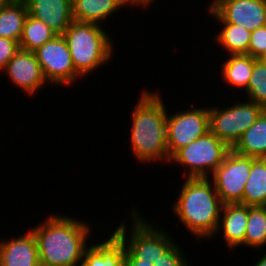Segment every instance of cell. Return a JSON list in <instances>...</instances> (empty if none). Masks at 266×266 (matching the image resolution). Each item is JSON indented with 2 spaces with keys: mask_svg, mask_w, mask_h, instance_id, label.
Wrapping results in <instances>:
<instances>
[{
  "mask_svg": "<svg viewBox=\"0 0 266 266\" xmlns=\"http://www.w3.org/2000/svg\"><path fill=\"white\" fill-rule=\"evenodd\" d=\"M90 229L73 217L50 215L34 227L41 266H82Z\"/></svg>",
  "mask_w": 266,
  "mask_h": 266,
  "instance_id": "1",
  "label": "cell"
},
{
  "mask_svg": "<svg viewBox=\"0 0 266 266\" xmlns=\"http://www.w3.org/2000/svg\"><path fill=\"white\" fill-rule=\"evenodd\" d=\"M132 114L131 145L138 160L170 162L167 148V111L159 93L143 90Z\"/></svg>",
  "mask_w": 266,
  "mask_h": 266,
  "instance_id": "2",
  "label": "cell"
},
{
  "mask_svg": "<svg viewBox=\"0 0 266 266\" xmlns=\"http://www.w3.org/2000/svg\"><path fill=\"white\" fill-rule=\"evenodd\" d=\"M207 178L187 177L173 210L179 220L196 238H210L219 233L223 203L214 184Z\"/></svg>",
  "mask_w": 266,
  "mask_h": 266,
  "instance_id": "3",
  "label": "cell"
},
{
  "mask_svg": "<svg viewBox=\"0 0 266 266\" xmlns=\"http://www.w3.org/2000/svg\"><path fill=\"white\" fill-rule=\"evenodd\" d=\"M62 35L80 76H87L111 58V39L98 24L73 21Z\"/></svg>",
  "mask_w": 266,
  "mask_h": 266,
  "instance_id": "4",
  "label": "cell"
},
{
  "mask_svg": "<svg viewBox=\"0 0 266 266\" xmlns=\"http://www.w3.org/2000/svg\"><path fill=\"white\" fill-rule=\"evenodd\" d=\"M134 211L133 224L129 242L126 243V226L119 225L113 232L122 246L124 259H140L141 261L156 262L175 242L168 237L169 234L154 228V225L139 216ZM128 244V245H127Z\"/></svg>",
  "mask_w": 266,
  "mask_h": 266,
  "instance_id": "5",
  "label": "cell"
},
{
  "mask_svg": "<svg viewBox=\"0 0 266 266\" xmlns=\"http://www.w3.org/2000/svg\"><path fill=\"white\" fill-rule=\"evenodd\" d=\"M229 150L230 148L209 130L195 141L179 149L170 158V163L177 162L189 167L187 177L207 178L208 174L212 175L222 164Z\"/></svg>",
  "mask_w": 266,
  "mask_h": 266,
  "instance_id": "6",
  "label": "cell"
},
{
  "mask_svg": "<svg viewBox=\"0 0 266 266\" xmlns=\"http://www.w3.org/2000/svg\"><path fill=\"white\" fill-rule=\"evenodd\" d=\"M265 109L255 102L236 103L225 109L209 108V130L230 149Z\"/></svg>",
  "mask_w": 266,
  "mask_h": 266,
  "instance_id": "7",
  "label": "cell"
},
{
  "mask_svg": "<svg viewBox=\"0 0 266 266\" xmlns=\"http://www.w3.org/2000/svg\"><path fill=\"white\" fill-rule=\"evenodd\" d=\"M252 157L230 149L222 164L212 173L215 190L223 204L240 203L250 175Z\"/></svg>",
  "mask_w": 266,
  "mask_h": 266,
  "instance_id": "8",
  "label": "cell"
},
{
  "mask_svg": "<svg viewBox=\"0 0 266 266\" xmlns=\"http://www.w3.org/2000/svg\"><path fill=\"white\" fill-rule=\"evenodd\" d=\"M40 64L44 78L48 82L64 85L81 77L76 71L72 61V55L63 35H57L54 39L44 43L34 51Z\"/></svg>",
  "mask_w": 266,
  "mask_h": 266,
  "instance_id": "9",
  "label": "cell"
},
{
  "mask_svg": "<svg viewBox=\"0 0 266 266\" xmlns=\"http://www.w3.org/2000/svg\"><path fill=\"white\" fill-rule=\"evenodd\" d=\"M209 131V108L181 111L166 118L167 148L171 158L179 149L187 146Z\"/></svg>",
  "mask_w": 266,
  "mask_h": 266,
  "instance_id": "10",
  "label": "cell"
},
{
  "mask_svg": "<svg viewBox=\"0 0 266 266\" xmlns=\"http://www.w3.org/2000/svg\"><path fill=\"white\" fill-rule=\"evenodd\" d=\"M208 11L221 23L254 31L266 25V0H214Z\"/></svg>",
  "mask_w": 266,
  "mask_h": 266,
  "instance_id": "11",
  "label": "cell"
},
{
  "mask_svg": "<svg viewBox=\"0 0 266 266\" xmlns=\"http://www.w3.org/2000/svg\"><path fill=\"white\" fill-rule=\"evenodd\" d=\"M9 76V81L26 93L34 94L47 82L42 73L34 52L19 48L3 70Z\"/></svg>",
  "mask_w": 266,
  "mask_h": 266,
  "instance_id": "12",
  "label": "cell"
},
{
  "mask_svg": "<svg viewBox=\"0 0 266 266\" xmlns=\"http://www.w3.org/2000/svg\"><path fill=\"white\" fill-rule=\"evenodd\" d=\"M28 15L42 21L62 35L74 21L72 0H24Z\"/></svg>",
  "mask_w": 266,
  "mask_h": 266,
  "instance_id": "13",
  "label": "cell"
},
{
  "mask_svg": "<svg viewBox=\"0 0 266 266\" xmlns=\"http://www.w3.org/2000/svg\"><path fill=\"white\" fill-rule=\"evenodd\" d=\"M0 243V266H41L38 244L32 230Z\"/></svg>",
  "mask_w": 266,
  "mask_h": 266,
  "instance_id": "14",
  "label": "cell"
},
{
  "mask_svg": "<svg viewBox=\"0 0 266 266\" xmlns=\"http://www.w3.org/2000/svg\"><path fill=\"white\" fill-rule=\"evenodd\" d=\"M220 215L222 218L220 217L218 227L222 228L223 237L230 249L244 245L248 206L241 203L223 204Z\"/></svg>",
  "mask_w": 266,
  "mask_h": 266,
  "instance_id": "15",
  "label": "cell"
},
{
  "mask_svg": "<svg viewBox=\"0 0 266 266\" xmlns=\"http://www.w3.org/2000/svg\"><path fill=\"white\" fill-rule=\"evenodd\" d=\"M129 4L126 0H72L73 20L98 24Z\"/></svg>",
  "mask_w": 266,
  "mask_h": 266,
  "instance_id": "16",
  "label": "cell"
},
{
  "mask_svg": "<svg viewBox=\"0 0 266 266\" xmlns=\"http://www.w3.org/2000/svg\"><path fill=\"white\" fill-rule=\"evenodd\" d=\"M28 16L24 0H10L0 6V37L20 42Z\"/></svg>",
  "mask_w": 266,
  "mask_h": 266,
  "instance_id": "17",
  "label": "cell"
},
{
  "mask_svg": "<svg viewBox=\"0 0 266 266\" xmlns=\"http://www.w3.org/2000/svg\"><path fill=\"white\" fill-rule=\"evenodd\" d=\"M82 263V266H124L119 240L113 234L105 242L92 244L85 250Z\"/></svg>",
  "mask_w": 266,
  "mask_h": 266,
  "instance_id": "18",
  "label": "cell"
},
{
  "mask_svg": "<svg viewBox=\"0 0 266 266\" xmlns=\"http://www.w3.org/2000/svg\"><path fill=\"white\" fill-rule=\"evenodd\" d=\"M236 153L253 158L266 155V110L241 136L232 148Z\"/></svg>",
  "mask_w": 266,
  "mask_h": 266,
  "instance_id": "19",
  "label": "cell"
},
{
  "mask_svg": "<svg viewBox=\"0 0 266 266\" xmlns=\"http://www.w3.org/2000/svg\"><path fill=\"white\" fill-rule=\"evenodd\" d=\"M240 203L249 207L266 206V162L263 158L252 157L250 175Z\"/></svg>",
  "mask_w": 266,
  "mask_h": 266,
  "instance_id": "20",
  "label": "cell"
},
{
  "mask_svg": "<svg viewBox=\"0 0 266 266\" xmlns=\"http://www.w3.org/2000/svg\"><path fill=\"white\" fill-rule=\"evenodd\" d=\"M255 60L248 54L230 55L228 60L222 64L223 79L229 85L245 88L246 91Z\"/></svg>",
  "mask_w": 266,
  "mask_h": 266,
  "instance_id": "21",
  "label": "cell"
},
{
  "mask_svg": "<svg viewBox=\"0 0 266 266\" xmlns=\"http://www.w3.org/2000/svg\"><path fill=\"white\" fill-rule=\"evenodd\" d=\"M57 35L58 34L45 23L28 15L24 22L19 46L21 49L34 52L44 43L54 39Z\"/></svg>",
  "mask_w": 266,
  "mask_h": 266,
  "instance_id": "22",
  "label": "cell"
},
{
  "mask_svg": "<svg viewBox=\"0 0 266 266\" xmlns=\"http://www.w3.org/2000/svg\"><path fill=\"white\" fill-rule=\"evenodd\" d=\"M221 32L216 36L217 42L229 52L230 55L248 54L251 31L245 27L231 23H221Z\"/></svg>",
  "mask_w": 266,
  "mask_h": 266,
  "instance_id": "23",
  "label": "cell"
},
{
  "mask_svg": "<svg viewBox=\"0 0 266 266\" xmlns=\"http://www.w3.org/2000/svg\"><path fill=\"white\" fill-rule=\"evenodd\" d=\"M266 244V206H248L244 245L261 248Z\"/></svg>",
  "mask_w": 266,
  "mask_h": 266,
  "instance_id": "24",
  "label": "cell"
},
{
  "mask_svg": "<svg viewBox=\"0 0 266 266\" xmlns=\"http://www.w3.org/2000/svg\"><path fill=\"white\" fill-rule=\"evenodd\" d=\"M246 93L248 101L255 102L266 110V63L259 59L254 62Z\"/></svg>",
  "mask_w": 266,
  "mask_h": 266,
  "instance_id": "25",
  "label": "cell"
},
{
  "mask_svg": "<svg viewBox=\"0 0 266 266\" xmlns=\"http://www.w3.org/2000/svg\"><path fill=\"white\" fill-rule=\"evenodd\" d=\"M266 51V25L251 31L248 55L259 59Z\"/></svg>",
  "mask_w": 266,
  "mask_h": 266,
  "instance_id": "26",
  "label": "cell"
},
{
  "mask_svg": "<svg viewBox=\"0 0 266 266\" xmlns=\"http://www.w3.org/2000/svg\"><path fill=\"white\" fill-rule=\"evenodd\" d=\"M182 253L174 243L156 262H153V266H188Z\"/></svg>",
  "mask_w": 266,
  "mask_h": 266,
  "instance_id": "27",
  "label": "cell"
},
{
  "mask_svg": "<svg viewBox=\"0 0 266 266\" xmlns=\"http://www.w3.org/2000/svg\"><path fill=\"white\" fill-rule=\"evenodd\" d=\"M19 48V42L0 37V70L2 72Z\"/></svg>",
  "mask_w": 266,
  "mask_h": 266,
  "instance_id": "28",
  "label": "cell"
},
{
  "mask_svg": "<svg viewBox=\"0 0 266 266\" xmlns=\"http://www.w3.org/2000/svg\"><path fill=\"white\" fill-rule=\"evenodd\" d=\"M124 266H153V262L141 261L140 259H124Z\"/></svg>",
  "mask_w": 266,
  "mask_h": 266,
  "instance_id": "29",
  "label": "cell"
},
{
  "mask_svg": "<svg viewBox=\"0 0 266 266\" xmlns=\"http://www.w3.org/2000/svg\"><path fill=\"white\" fill-rule=\"evenodd\" d=\"M128 3L131 5H141L142 7L144 6H150V2H153V0H126ZM148 4V5H147Z\"/></svg>",
  "mask_w": 266,
  "mask_h": 266,
  "instance_id": "30",
  "label": "cell"
},
{
  "mask_svg": "<svg viewBox=\"0 0 266 266\" xmlns=\"http://www.w3.org/2000/svg\"><path fill=\"white\" fill-rule=\"evenodd\" d=\"M255 266H266V254H264L263 257L257 261Z\"/></svg>",
  "mask_w": 266,
  "mask_h": 266,
  "instance_id": "31",
  "label": "cell"
},
{
  "mask_svg": "<svg viewBox=\"0 0 266 266\" xmlns=\"http://www.w3.org/2000/svg\"><path fill=\"white\" fill-rule=\"evenodd\" d=\"M260 61L266 63V51L263 53V55L259 58Z\"/></svg>",
  "mask_w": 266,
  "mask_h": 266,
  "instance_id": "32",
  "label": "cell"
},
{
  "mask_svg": "<svg viewBox=\"0 0 266 266\" xmlns=\"http://www.w3.org/2000/svg\"><path fill=\"white\" fill-rule=\"evenodd\" d=\"M10 0H0V6L2 5V4H5V3H7V2H9Z\"/></svg>",
  "mask_w": 266,
  "mask_h": 266,
  "instance_id": "33",
  "label": "cell"
}]
</instances>
